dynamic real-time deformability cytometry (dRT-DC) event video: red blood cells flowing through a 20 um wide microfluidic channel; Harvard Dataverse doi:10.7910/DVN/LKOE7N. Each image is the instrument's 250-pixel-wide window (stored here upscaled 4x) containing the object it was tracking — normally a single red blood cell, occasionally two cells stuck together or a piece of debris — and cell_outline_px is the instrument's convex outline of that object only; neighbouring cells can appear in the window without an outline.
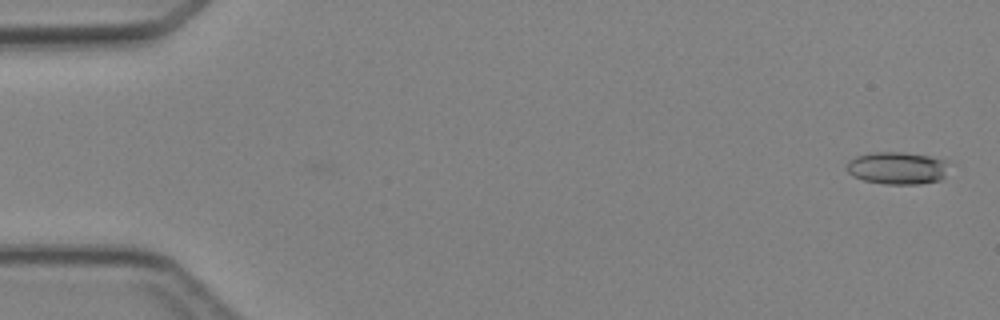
{"species": "Egyptian fruit bat (a non-hibernating species)", "species_latin": "Rousettus aegyptiacus", "temperature_condition": "cold", "stored_images_in_passage": 6, "camera_frame_rate_fps": 3000, "um_per_image_px": 0.085, "animal": {"sex": "female"}, "frame": {"image": 1, "passage_image": 1, "time_ms": 0.0, "image_size_px": [1000, 320], "cell_outline_px": [[948, 160], [944, 176], [940, 180], [920, 184], [884, 184], [864, 180], [852, 176], [848, 172], [848, 160], [856, 156], [872, 152], [904, 152], [928, 156]], "centroid_in_image_um": [76.26, 14.28], "position_along_channel_um": 8.7, "area_um2": 19.31}}
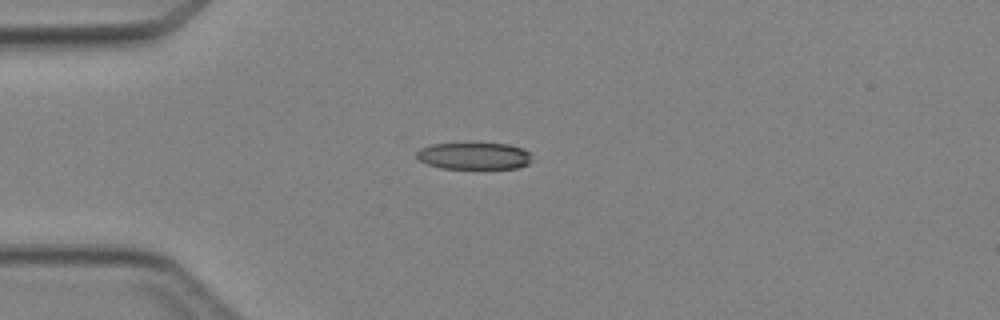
{"frame": {"image": 2, "passage_image": 4, "time_ms": 3.667, "image_size_px": [1000, 320], "cell_outline_px": [[536, 160], [520, 168], [440, 168], [416, 160], [416, 152], [420, 148], [432, 144], [508, 144], [520, 148], [528, 152]], "centroid_in_image_um": [40.31, 13.27], "position_along_channel_um": 44.7, "area_um2": 18.09}}
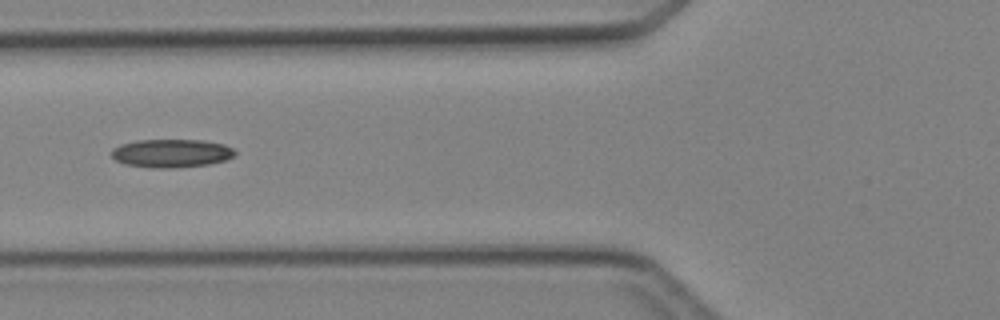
{"frame": {"image": 3, "passage_image": 6, "time_ms": 5.667, "image_size_px": [1000, 320], "cell_outline_px": [[236, 156], [228, 160], [208, 164], [176, 168], [152, 168], [124, 164], [116, 160], [112, 156], [112, 148], [120, 144], [136, 140], [204, 140], [224, 144], [232, 148], [236, 152]], "centroid_in_image_um": [14.59, 13.03], "position_along_channel_um": 111.2, "area_um2": 20.63}}